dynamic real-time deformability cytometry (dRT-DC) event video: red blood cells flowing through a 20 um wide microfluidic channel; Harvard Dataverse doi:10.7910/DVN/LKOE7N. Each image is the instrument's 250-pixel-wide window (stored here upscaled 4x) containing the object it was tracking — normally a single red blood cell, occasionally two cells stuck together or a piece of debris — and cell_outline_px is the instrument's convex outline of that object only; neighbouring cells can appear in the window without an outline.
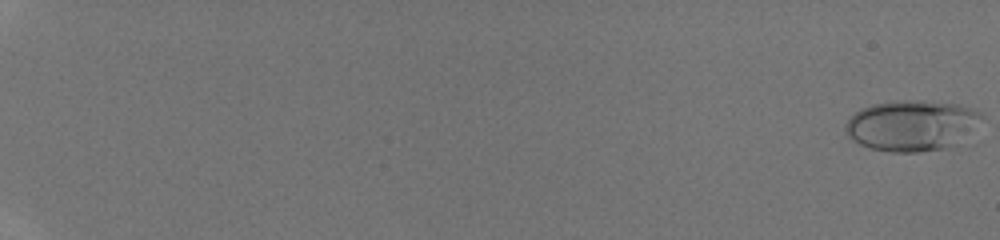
{"species": "human", "species_latin": "Homo sapiens", "temperature_condition": "room temperature", "stored_images_in_passage": 48, "camera_frame_rate_fps": 3000, "um_per_image_px": 0.085, "donor": {"sex": "male"}, "frame": {"image": 1, "passage_image": 1, "time_ms": 0.0, "image_size_px": [1000, 240], "cell_outline_px": [[984, 116], [952, 144], [944, 148], [920, 152], [892, 152], [872, 148], [860, 144], [852, 140], [844, 132], [844, 124], [860, 108], [872, 104], [892, 100], [920, 100], [956, 104], [972, 108], [980, 112]], "centroid_in_image_um": [77.38, 10.64], "position_along_channel_um": 7.6, "area_um2": 39.65}}
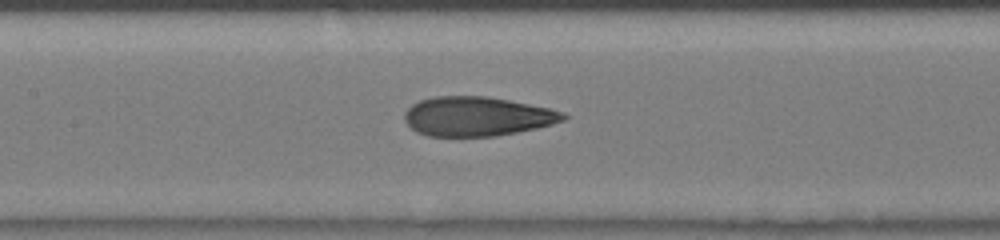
{"frame": {"image": 2, "passage_image": 27, "time_ms": 8.667, "image_size_px": [1000, 240], "cell_outline_px": [[568, 116], [564, 120], [552, 124], [536, 128], [496, 136], [428, 136], [416, 132], [404, 120], [404, 112], [412, 104], [420, 100], [436, 96], [488, 96], [548, 108], [564, 112]], "centroid_in_image_um": [40.53, 9.89], "position_along_channel_um": 166.9, "area_um2": 36.3}}
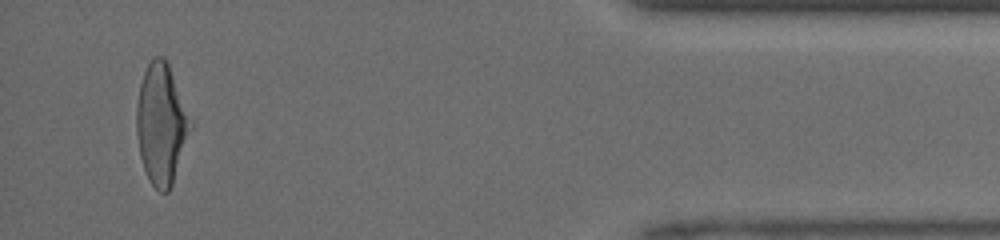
{"frame": {"image": 3, "passage_image": 46, "time_ms": 15.0, "image_size_px": [1000, 240], "cell_outline_px": [[192, 128], [172, 184], [168, 192], [160, 192], [152, 184], [144, 168], [140, 156], [136, 132], [136, 104], [140, 84], [144, 72], [152, 56], [164, 56], [168, 64], [192, 120]], "centroid_in_image_um": [13.71, 10.52], "position_along_channel_um": 421.5, "area_um2": 37.74}}